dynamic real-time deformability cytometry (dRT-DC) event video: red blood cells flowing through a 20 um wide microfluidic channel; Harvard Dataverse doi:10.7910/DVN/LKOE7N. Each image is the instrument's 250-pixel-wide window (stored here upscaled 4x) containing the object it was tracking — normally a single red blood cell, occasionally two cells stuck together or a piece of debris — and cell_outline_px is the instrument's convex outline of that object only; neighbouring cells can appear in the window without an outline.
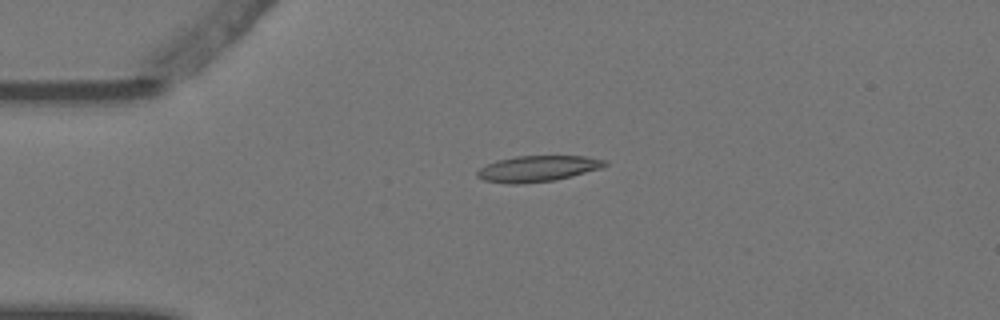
{"species": "Egyptian fruit bat (a non-hibernating species)", "species_latin": "Rousettus aegyptiacus", "temperature_condition": "warm", "stored_images_in_passage": 5, "camera_frame_rate_fps": 3000, "um_per_image_px": 0.085, "animal": {"sex": "female"}, "frame": {"image": 1, "passage_image": 3, "time_ms": 0.667, "image_size_px": [1000, 320], "cell_outline_px": [[608, 164], [604, 168], [556, 180], [524, 184], [504, 184], [484, 180], [476, 176], [476, 172], [480, 168], [496, 160], [516, 156], [588, 156], [608, 160]], "centroid_in_image_um": [45.74, 14.34], "position_along_channel_um": 39.3, "area_um2": 19.71}}
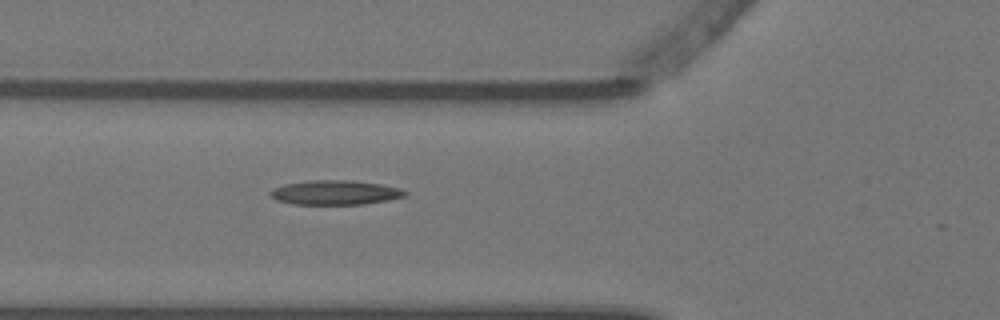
{"frame": {"image": 2, "passage_image": 5, "time_ms": 1.333, "image_size_px": [1000, 320], "cell_outline_px": [[408, 192], [404, 196], [388, 200], [364, 204], [292, 204], [276, 200], [268, 192], [272, 188], [284, 184], [308, 180], [352, 180], [380, 184], [400, 188]], "centroid_in_image_um": [28.46, 16.36], "position_along_channel_um": 97.3, "area_um2": 19.25}}